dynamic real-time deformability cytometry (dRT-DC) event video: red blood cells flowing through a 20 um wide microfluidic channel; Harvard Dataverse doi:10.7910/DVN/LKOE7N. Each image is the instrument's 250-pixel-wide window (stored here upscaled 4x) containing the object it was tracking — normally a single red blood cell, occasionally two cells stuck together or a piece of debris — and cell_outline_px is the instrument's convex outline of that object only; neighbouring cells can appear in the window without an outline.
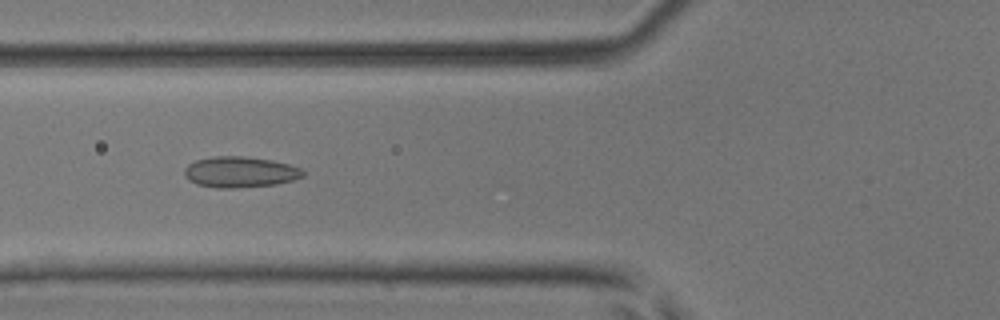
{"species": "common noctule bat (a hibernating species)", "species_latin": "Nyctalus noctula", "temperature_condition": "room temperature", "stored_images_in_passage": 48, "camera_frame_rate_fps": 3000, "um_per_image_px": 0.085, "animal": {"sex": "male", "body_mass_g": 17.9, "forearm_length_mm": 54.2}, "frame": {"image": 1, "passage_image": 18, "time_ms": 5.667, "image_size_px": [1000, 320], "cell_outline_px": [[304, 176], [292, 180], [276, 184], [232, 188], [216, 188], [196, 184], [188, 180], [184, 176], [184, 168], [188, 164], [196, 160], [216, 156], [240, 156], [272, 160], [288, 164], [300, 168], [304, 172]], "centroid_in_image_um": [20.37, 14.62], "position_along_channel_um": 105.4, "area_um2": 21.27}}
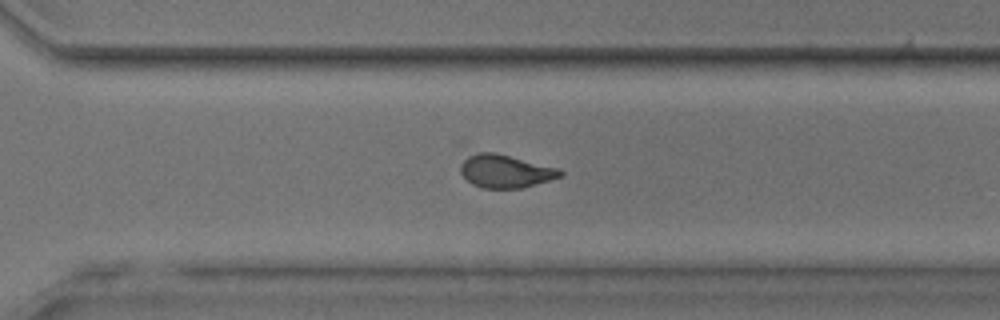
{"frame": {"image": 2, "passage_image": 34, "time_ms": 11.0, "image_size_px": [1000, 320], "cell_outline_px": [[564, 176], [520, 188], [484, 188], [472, 184], [460, 172], [460, 164], [468, 156], [480, 152], [496, 152], [560, 168], [564, 172]], "centroid_in_image_um": [42.99, 14.54], "position_along_channel_um": 327.6, "area_um2": 19.25}}
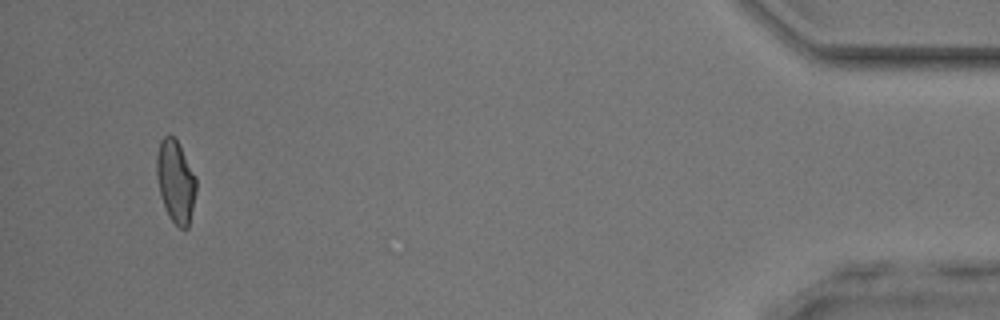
{"frame": {"image": 3, "passage_image": 46, "time_ms": 15.0, "image_size_px": [1000, 320], "cell_outline_px": [[196, 192], [188, 228], [180, 228], [168, 216], [160, 192], [156, 176], [156, 156], [160, 140], [164, 136], [172, 136], [176, 140], [196, 176]], "centroid_in_image_um": [14.92, 15.42], "position_along_channel_um": 420.3, "area_um2": 18.73}, "authors_computed_cell_mechanics": {"area_um2": 19.652, "velocity_mm_per_s": 4.1796, "shape_relaxation_time_tau1_ms": null, "shape_relaxation_time_tau2_ms": 1.2495, "deformation_change_tau1": null, "deformation_change_tau2": 0.0859}}